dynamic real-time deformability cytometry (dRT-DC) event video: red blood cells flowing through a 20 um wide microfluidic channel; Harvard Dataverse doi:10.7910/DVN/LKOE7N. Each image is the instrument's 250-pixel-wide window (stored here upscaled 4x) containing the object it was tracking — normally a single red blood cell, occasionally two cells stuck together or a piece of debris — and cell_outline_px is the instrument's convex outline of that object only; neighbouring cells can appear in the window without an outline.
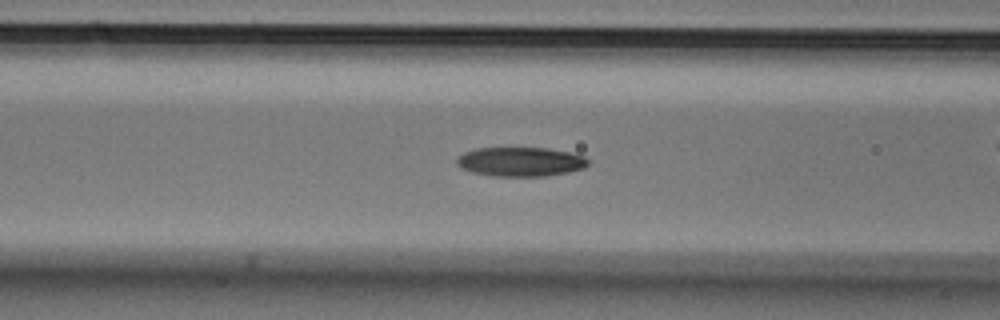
{"species": "Egyptian fruit bat (a non-hibernating species)", "species_latin": "Rousettus aegyptiacus", "temperature_condition": "cold", "stored_images_in_passage": 47, "camera_frame_rate_fps": 3000, "um_per_image_px": 0.085, "animal": {"sex": "male"}, "frame": {"image": 1, "passage_image": 15, "time_ms": 4.667, "image_size_px": [1000, 320], "cell_outline_px": [[588, 164], [584, 168], [568, 172], [544, 176], [492, 176], [472, 172], [460, 168], [456, 164], [456, 160], [464, 152], [476, 148], [548, 148], [568, 152], [584, 156], [588, 160]], "centroid_in_image_um": [44.22, 13.75], "position_along_channel_um": 122.4, "area_um2": 22.37}}
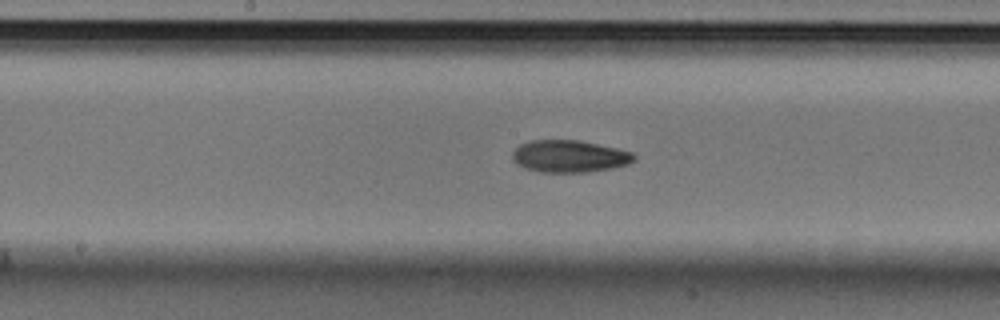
{"frame": {"image": 2, "passage_image": 21, "time_ms": 6.667, "image_size_px": [1000, 320], "cell_outline_px": [[636, 160], [628, 164], [612, 168], [588, 172], [540, 172], [524, 168], [516, 164], [512, 160], [512, 152], [520, 144], [528, 140], [576, 140], [616, 148], [632, 152], [636, 156]], "centroid_in_image_um": [48.37, 13.29], "position_along_channel_um": 199.8, "area_um2": 22.89}}
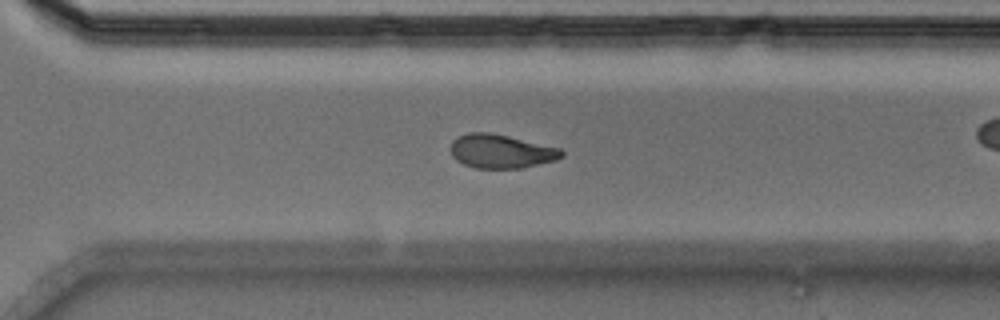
{"frame": {"image": 3, "passage_image": 31, "time_ms": 10.0, "image_size_px": [1000, 320], "cell_outline_px": [[564, 156], [556, 160], [520, 168], [476, 168], [464, 164], [456, 160], [452, 156], [452, 140], [456, 136], [468, 132], [488, 132], [508, 136], [560, 148], [564, 152]], "centroid_in_image_um": [42.58, 12.85], "position_along_channel_um": 328.0, "area_um2": 21.79}}